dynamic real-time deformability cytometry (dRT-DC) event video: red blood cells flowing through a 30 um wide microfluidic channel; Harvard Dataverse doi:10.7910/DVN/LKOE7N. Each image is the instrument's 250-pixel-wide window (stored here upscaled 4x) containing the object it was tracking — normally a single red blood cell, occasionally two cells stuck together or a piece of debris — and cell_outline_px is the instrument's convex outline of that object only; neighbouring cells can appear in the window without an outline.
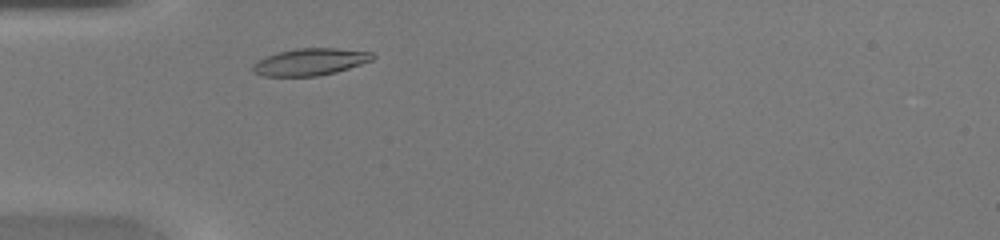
{"species": "common noctule bat (a hibernating species)", "species_latin": "Nyctalus noctula", "temperature_condition": "warm", "stored_images_in_passage": 29, "camera_frame_rate_fps": 3000, "um_per_image_px": 0.085, "animal": {"sex": "female", "body_mass_g": 20.0, "forearm_length_mm": 54.0}, "frame": {"image": 1, "passage_image": 3, "time_ms": 0.667, "image_size_px": [1000, 240], "cell_outline_px": [[376, 56], [372, 60], [336, 72], [316, 76], [264, 76], [252, 72], [252, 64], [268, 56], [280, 52], [296, 48], [336, 48], [372, 52]], "centroid_in_image_um": [26.37, 5.26], "position_along_channel_um": 58.6, "area_um2": 18.67}}
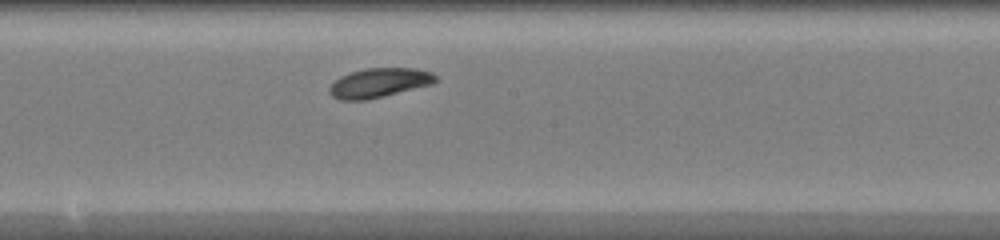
{"frame": {"image": 2, "passage_image": 15, "time_ms": 4.667, "image_size_px": [1000, 240], "cell_outline_px": [[440, 80], [432, 84], [368, 100], [340, 100], [332, 96], [328, 92], [328, 88], [340, 76], [364, 68], [416, 68], [432, 72]], "centroid_in_image_um": [32.24, 7.04], "position_along_channel_um": 216.0, "area_um2": 18.26}}
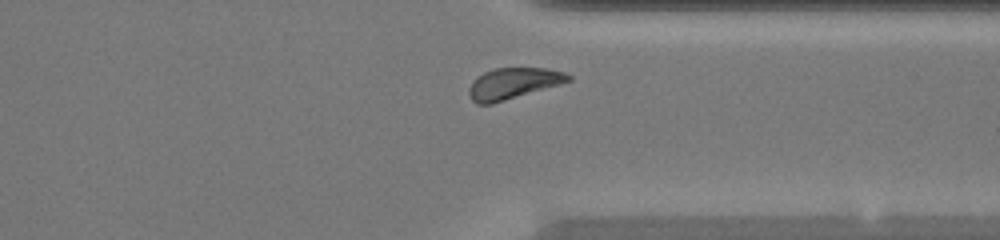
{"frame": {"image": 3, "passage_image": 26, "time_ms": 8.333, "image_size_px": [1000, 240], "cell_outline_px": [[572, 80], [560, 84], [492, 104], [476, 104], [472, 100], [468, 92], [468, 88], [476, 76], [484, 72], [496, 68], [544, 68], [564, 72], [572, 76]], "centroid_in_image_um": [43.6, 7.09], "position_along_channel_um": 367.8, "area_um2": 17.98}, "authors_computed_cell_mechanics": {"area_um2": 18.0914, "velocity_mm_per_s": 4.1318, "shape_relaxation_time_tau1_ms": 3.2761, "shape_relaxation_time_tau2_ms": null, "deformation_change_tau1": 0.0793, "deformation_change_tau2": null}}